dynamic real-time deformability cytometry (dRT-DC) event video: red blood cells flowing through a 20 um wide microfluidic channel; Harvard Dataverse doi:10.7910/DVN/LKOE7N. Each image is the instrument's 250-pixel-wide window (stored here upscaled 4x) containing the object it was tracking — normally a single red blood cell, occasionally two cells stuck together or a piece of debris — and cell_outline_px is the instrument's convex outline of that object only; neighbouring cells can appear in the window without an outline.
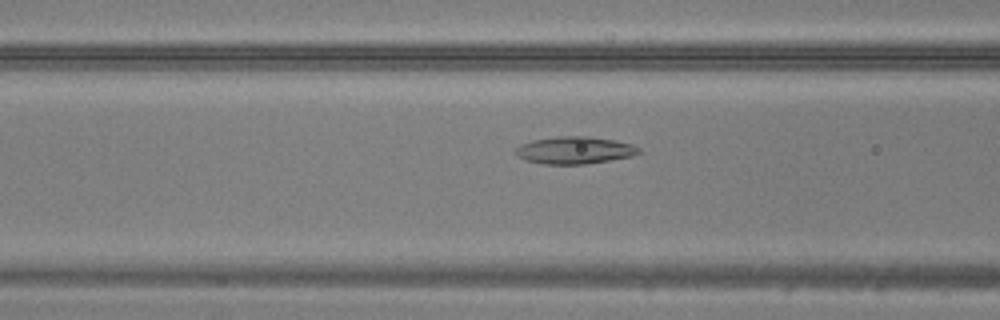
{"species": "common noctule bat (a hibernating species)", "species_latin": "Nyctalus noctula", "temperature_condition": "warm", "stored_images_in_passage": 46, "camera_frame_rate_fps": 3000, "um_per_image_px": 0.085, "animal": {"sex": "male", "body_mass_g": 20.5, "forearm_length_mm": 52.5}, "frame": {"image": 1, "passage_image": 20, "time_ms": 6.333, "image_size_px": [1000, 320], "cell_outline_px": [[640, 152], [632, 156], [584, 164], [544, 164], [528, 160], [520, 156], [516, 152], [516, 148], [520, 144], [532, 140], [556, 136], [584, 136], [612, 140], [632, 144], [640, 148]], "centroid_in_image_um": [48.84, 12.76], "position_along_channel_um": 117.8, "area_um2": 19.25}}
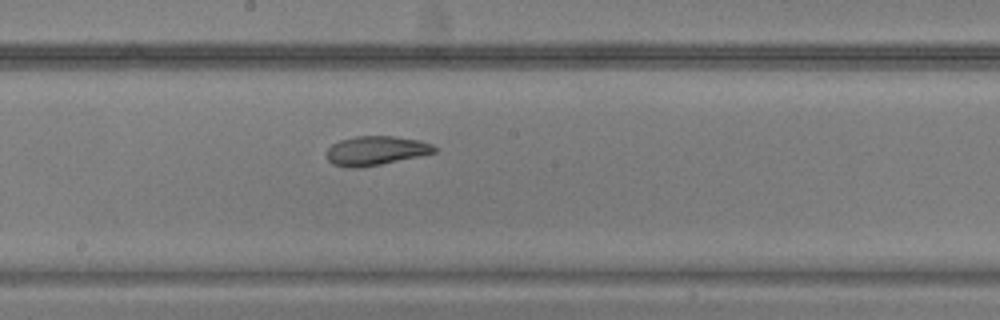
{"frame": {"image": 2, "passage_image": 27, "time_ms": 8.667, "image_size_px": [1000, 320], "cell_outline_px": [[436, 152], [420, 156], [360, 168], [348, 168], [332, 164], [328, 160], [324, 152], [332, 144], [340, 140], [356, 136], [392, 136], [420, 140], [432, 144], [436, 148]], "centroid_in_image_um": [31.91, 12.81], "position_along_channel_um": 216.3, "area_um2": 18.44}}
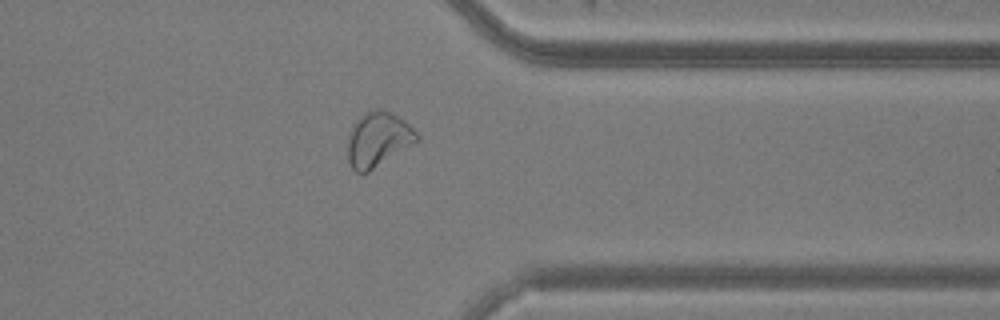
{"frame": {"image": 3, "passage_image": 39, "time_ms": 12.667, "image_size_px": [1000, 320], "cell_outline_px": [[420, 140], [368, 172], [356, 172], [352, 168], [348, 160], [348, 140], [352, 128], [364, 112], [380, 108], [384, 108], [404, 120], [420, 136]], "centroid_in_image_um": [32.16, 11.84], "position_along_channel_um": 379.2, "area_um2": 21.79}}